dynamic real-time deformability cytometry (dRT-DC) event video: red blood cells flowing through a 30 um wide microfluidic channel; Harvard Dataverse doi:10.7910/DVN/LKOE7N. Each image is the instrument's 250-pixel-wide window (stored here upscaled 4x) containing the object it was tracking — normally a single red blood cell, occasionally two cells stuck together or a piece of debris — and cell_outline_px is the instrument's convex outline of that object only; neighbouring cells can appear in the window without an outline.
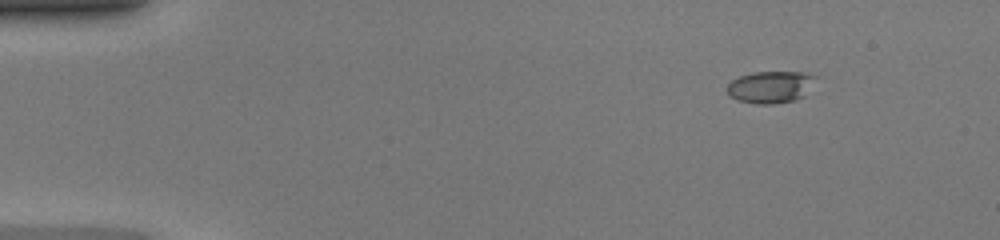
{"species": "common noctule bat (a hibernating species)", "species_latin": "Nyctalus noctula", "temperature_condition": "warm", "stored_images_in_passage": 43, "camera_frame_rate_fps": 3000, "um_per_image_px": 0.085, "animal": {"sex": "female", "body_mass_g": 20.0, "forearm_length_mm": 54.0}, "frame": {"image": 1, "passage_image": 1, "time_ms": 0.0, "image_size_px": [1000, 240], "cell_outline_px": [[816, 76], [804, 96], [796, 100], [772, 104], [756, 104], [740, 100], [732, 96], [728, 92], [728, 84], [732, 80], [740, 76], [752, 72], [808, 72]], "centroid_in_image_um": [65.51, 7.39], "position_along_channel_um": 19.5, "area_um2": 16.3}}
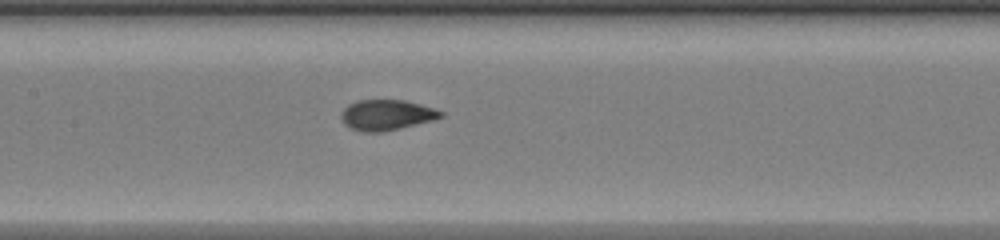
{"frame": {"image": 2, "passage_image": 19, "time_ms": 6.0, "image_size_px": [1000, 240], "cell_outline_px": [[444, 116], [432, 120], [400, 128], [380, 132], [360, 132], [344, 124], [340, 116], [340, 112], [348, 104], [356, 100], [404, 100], [436, 108], [444, 112]], "centroid_in_image_um": [32.84, 9.76], "position_along_channel_um": 174.6, "area_um2": 17.8}}
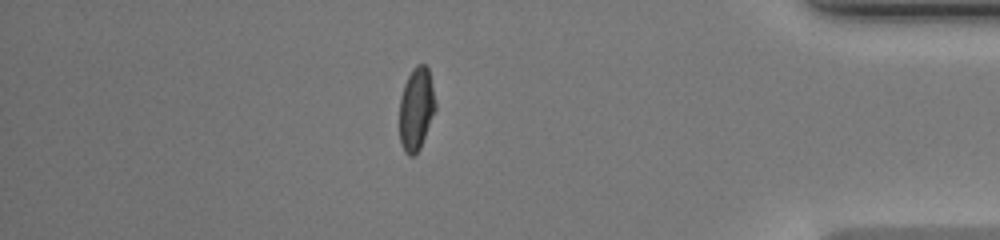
{"frame": {"image": 3, "passage_image": 37, "time_ms": 12.0, "image_size_px": [1000, 240], "cell_outline_px": [[436, 108], [420, 148], [412, 156], [408, 156], [404, 152], [400, 144], [400, 96], [404, 84], [412, 68], [416, 64], [424, 64], [428, 68], [436, 104]], "centroid_in_image_um": [35.37, 9.25], "position_along_channel_um": 399.8, "area_um2": 17.34}, "authors_computed_cell_mechanics": {"area_um2": 17.4556, "velocity_mm_per_s": 4.3349, "shape_relaxation_time_tau1_ms": 7.343, "shape_relaxation_time_tau2_ms": null, "deformation_change_tau1": 0.2336, "deformation_change_tau2": null}}